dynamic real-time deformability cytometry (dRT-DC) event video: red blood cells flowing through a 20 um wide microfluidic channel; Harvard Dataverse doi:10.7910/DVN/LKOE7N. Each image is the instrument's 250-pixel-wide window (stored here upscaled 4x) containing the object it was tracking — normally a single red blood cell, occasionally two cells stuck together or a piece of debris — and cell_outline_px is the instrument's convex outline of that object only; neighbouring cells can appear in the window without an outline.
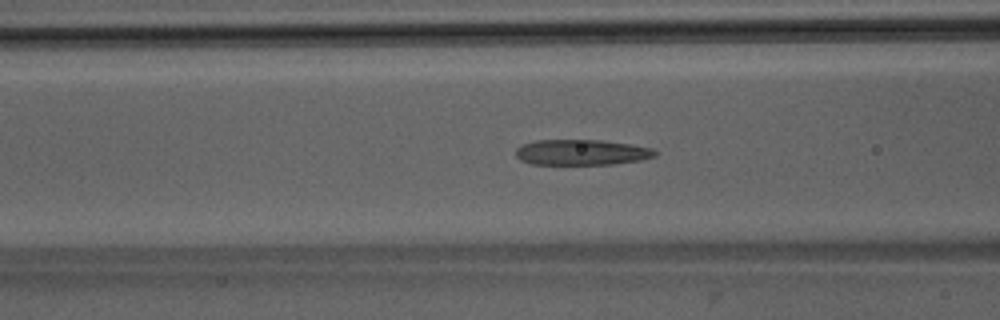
{"species": "Egyptian fruit bat (a non-hibernating species)", "species_latin": "Rousettus aegyptiacus", "temperature_condition": "room temperature", "stored_images_in_passage": 52, "camera_frame_rate_fps": 3000, "um_per_image_px": 0.085, "animal": {"sex": "male"}, "frame": {"image": 1, "passage_image": 21, "time_ms": 6.667, "image_size_px": [1000, 320], "cell_outline_px": [[656, 156], [640, 160], [612, 164], [532, 164], [520, 160], [516, 156], [516, 148], [524, 144], [536, 140], [600, 140], [628, 144], [652, 148], [656, 152]], "centroid_in_image_um": [49.41, 12.95], "position_along_channel_um": 117.2, "area_um2": 20.58}}
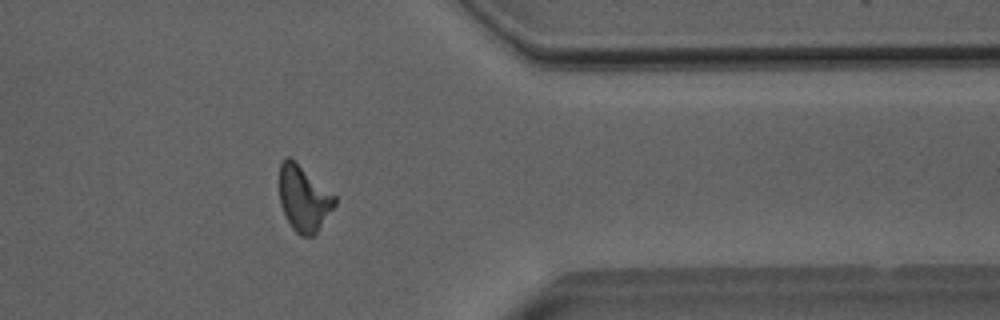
{"frame": {"image": 2, "passage_image": 42, "time_ms": 13.667, "image_size_px": [1000, 320], "cell_outline_px": [[336, 204], [316, 232], [312, 236], [300, 236], [292, 228], [280, 204], [280, 164], [284, 156], [288, 156], [336, 196]], "centroid_in_image_um": [25.81, 16.88], "position_along_channel_um": 385.6, "area_um2": 20.69}}
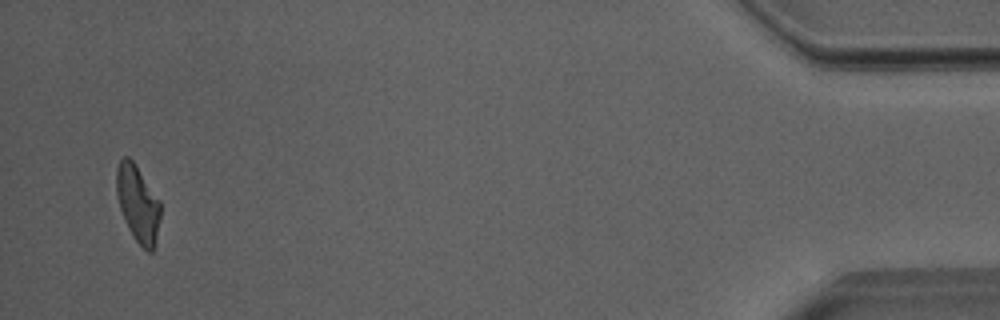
{"frame": {"image": 3, "passage_image": 50, "time_ms": 16.333, "image_size_px": [1000, 320], "cell_outline_px": [[160, 220], [152, 252], [148, 252], [136, 240], [128, 228], [124, 220], [120, 208], [116, 192], [116, 168], [120, 160], [124, 156], [128, 156], [132, 160], [160, 200]], "centroid_in_image_um": [11.7, 17.28], "position_along_channel_um": 423.5, "area_um2": 19.42}, "authors_computed_cell_mechanics": {"area_um2": 21.386, "velocity_mm_per_s": 4.0206, "shape_relaxation_time_tau1_ms": 8.4614, "shape_relaxation_time_tau2_ms": 2.5623, "deformation_change_tau1": 0.2428, "deformation_change_tau2": 0.1409}}